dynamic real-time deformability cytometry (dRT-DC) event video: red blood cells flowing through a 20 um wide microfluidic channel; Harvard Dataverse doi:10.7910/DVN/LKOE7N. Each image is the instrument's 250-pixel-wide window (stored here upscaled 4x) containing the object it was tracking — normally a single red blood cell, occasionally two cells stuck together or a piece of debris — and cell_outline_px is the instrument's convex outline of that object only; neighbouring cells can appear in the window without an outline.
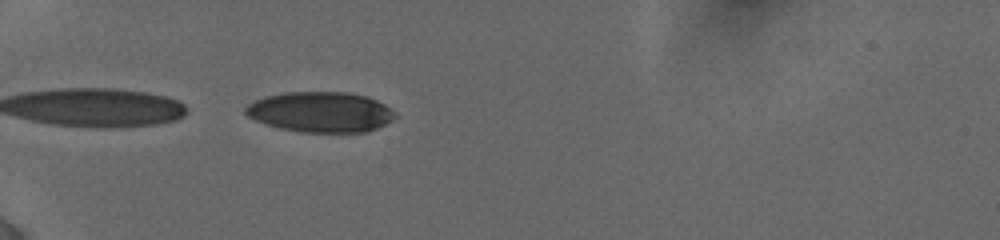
{"species": "human", "species_latin": "Homo sapiens", "temperature_condition": "cold", "stored_images_in_passage": 45, "camera_frame_rate_fps": 3000, "um_per_image_px": 0.085, "donor": {"sex": "female"}, "frame": {"image": 1, "passage_image": 2, "time_ms": 0.333, "image_size_px": [1000, 240], "cell_outline_px": [[396, 116], [392, 120], [376, 128], [364, 132], [300, 132], [280, 128], [256, 120], [248, 116], [244, 112], [244, 108], [248, 104], [264, 96], [284, 92], [348, 92], [368, 96], [384, 104], [396, 112]], "centroid_in_image_um": [27.25, 9.51], "position_along_channel_um": 57.7, "area_um2": 35.2}}
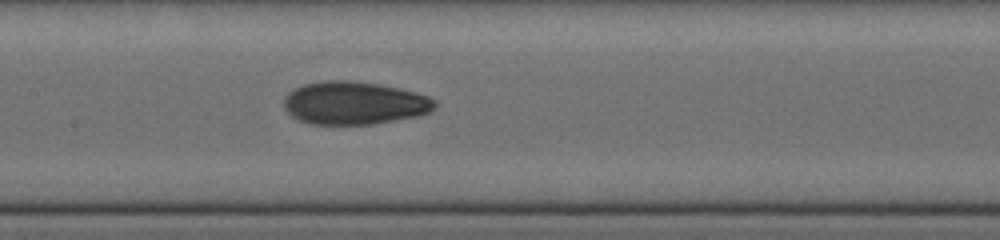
{"frame": {"image": 2, "passage_image": 19, "time_ms": 4.0, "image_size_px": [1000, 240], "cell_outline_px": [[436, 108], [428, 112], [416, 116], [372, 124], [308, 124], [296, 120], [284, 108], [284, 96], [288, 92], [304, 84], [324, 80], [348, 80], [380, 84], [400, 88], [416, 92], [428, 96], [436, 100]], "centroid_in_image_um": [30.09, 8.75], "position_along_channel_um": 177.3, "area_um2": 37.97}}
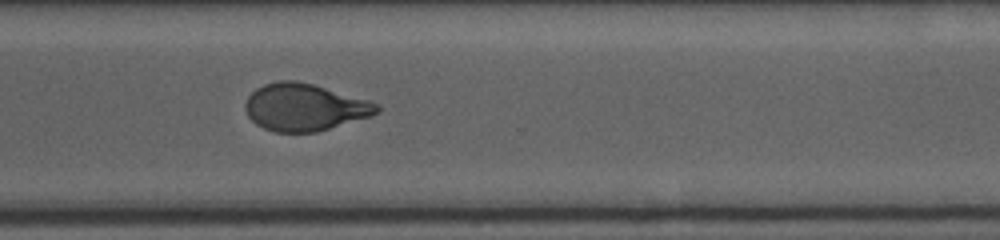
{"frame": {"image": 3, "passage_image": 44, "time_ms": 8.333, "image_size_px": [1000, 240], "cell_outline_px": [[380, 112], [372, 116], [316, 132], [276, 132], [264, 128], [256, 124], [248, 116], [244, 108], [244, 104], [248, 96], [256, 88], [264, 84], [280, 80], [292, 80], [312, 84], [368, 100], [380, 104]], "centroid_in_image_um": [25.89, 9.12], "position_along_channel_um": 344.7, "area_um2": 36.13}}